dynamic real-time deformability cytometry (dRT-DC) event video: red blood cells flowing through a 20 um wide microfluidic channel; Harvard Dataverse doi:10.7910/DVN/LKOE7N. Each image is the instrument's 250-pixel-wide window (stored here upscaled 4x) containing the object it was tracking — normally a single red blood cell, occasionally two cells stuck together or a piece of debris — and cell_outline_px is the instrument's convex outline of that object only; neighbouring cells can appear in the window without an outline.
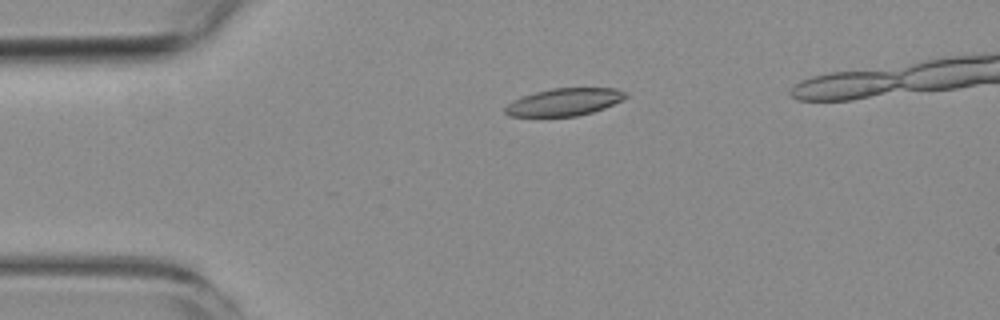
{"species": "common noctule bat (a hibernating species)", "species_latin": "Nyctalus noctula", "temperature_condition": "room temperature", "stored_images_in_passage": 4, "camera_frame_rate_fps": 3000, "um_per_image_px": 0.085, "animal": {"sex": "female", "body_mass_g": 19.3, "forearm_length_mm": 54.1}, "frame": {"image": 1, "passage_image": 3, "time_ms": 2.333, "image_size_px": [1000, 320], "cell_outline_px": [[628, 96], [624, 100], [604, 108], [592, 112], [576, 116], [508, 116], [504, 112], [504, 108], [512, 100], [536, 92], [552, 88], [616, 88], [628, 92]], "centroid_in_image_um": [48.0, 8.66], "position_along_channel_um": 37.0, "area_um2": 19.31}}